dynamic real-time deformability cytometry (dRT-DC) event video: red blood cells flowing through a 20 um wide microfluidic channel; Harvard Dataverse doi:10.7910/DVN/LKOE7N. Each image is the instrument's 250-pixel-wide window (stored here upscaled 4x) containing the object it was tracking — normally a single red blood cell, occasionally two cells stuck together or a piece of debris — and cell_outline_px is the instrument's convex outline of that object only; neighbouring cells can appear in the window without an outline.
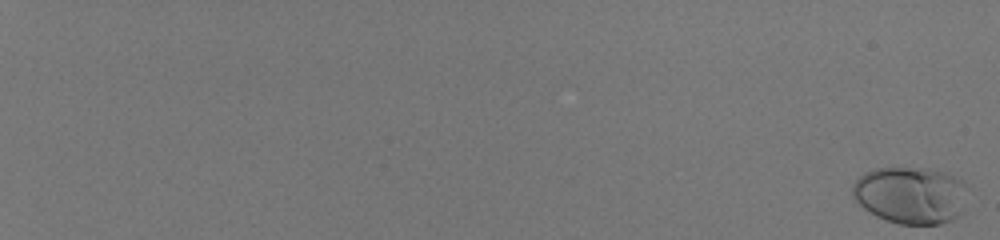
{"species": "human", "species_latin": "Homo sapiens", "temperature_condition": "room temperature", "stored_images_in_passage": 59, "camera_frame_rate_fps": 3000, "um_per_image_px": 0.085, "donor": {"sex": "male"}, "frame": {"image": 1, "passage_image": 1, "time_ms": 0.0, "image_size_px": [1000, 240], "cell_outline_px": [[960, 212], [952, 220], [940, 224], [900, 224], [876, 216], [864, 208], [852, 196], [852, 184], [864, 172], [876, 168], [928, 168], [944, 172], [960, 180]], "centroid_in_image_um": [77.27, 16.58], "position_along_channel_um": 7.7, "area_um2": 37.22}}
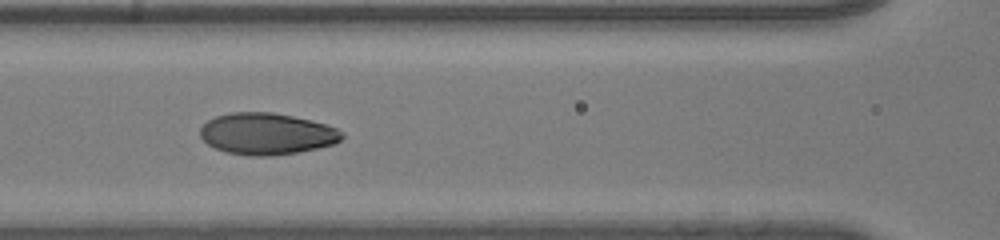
{"frame": {"image": 2, "passage_image": 34, "time_ms": 11.0, "image_size_px": [1000, 240], "cell_outline_px": [[344, 136], [340, 140], [332, 144], [300, 152], [272, 156], [248, 156], [228, 152], [216, 148], [208, 144], [200, 136], [200, 128], [208, 120], [216, 116], [232, 112], [272, 112], [312, 120], [336, 128], [344, 132]], "centroid_in_image_um": [22.68, 11.37], "position_along_channel_um": 143.9, "area_um2": 34.33}}
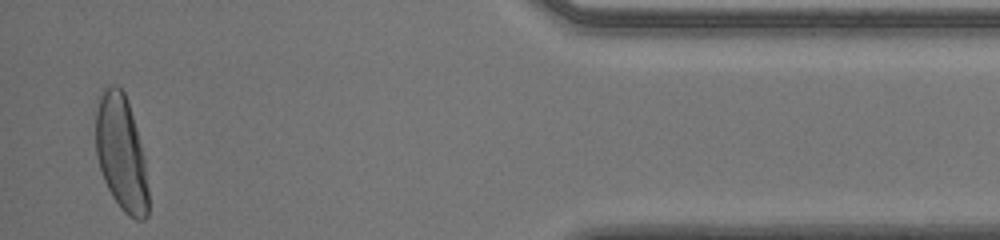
{"frame": {"image": 3, "passage_image": 58, "time_ms": 19.0, "image_size_px": [1000, 240], "cell_outline_px": [[148, 216], [144, 220], [136, 220], [128, 216], [120, 208], [112, 196], [104, 180], [96, 156], [96, 112], [100, 96], [108, 84], [116, 84], [124, 92], [136, 128], [144, 160], [148, 188]], "centroid_in_image_um": [10.3, 13.05], "position_along_channel_um": 424.9, "area_um2": 35.08}, "authors_computed_cell_mechanics": {"area_um2": 33.9864, "velocity_mm_per_s": 4.0481, "shape_relaxation_time_tau1_ms": 3.4256, "shape_relaxation_time_tau2_ms": null, "deformation_change_tau1": 0.1798, "deformation_change_tau2": null}}